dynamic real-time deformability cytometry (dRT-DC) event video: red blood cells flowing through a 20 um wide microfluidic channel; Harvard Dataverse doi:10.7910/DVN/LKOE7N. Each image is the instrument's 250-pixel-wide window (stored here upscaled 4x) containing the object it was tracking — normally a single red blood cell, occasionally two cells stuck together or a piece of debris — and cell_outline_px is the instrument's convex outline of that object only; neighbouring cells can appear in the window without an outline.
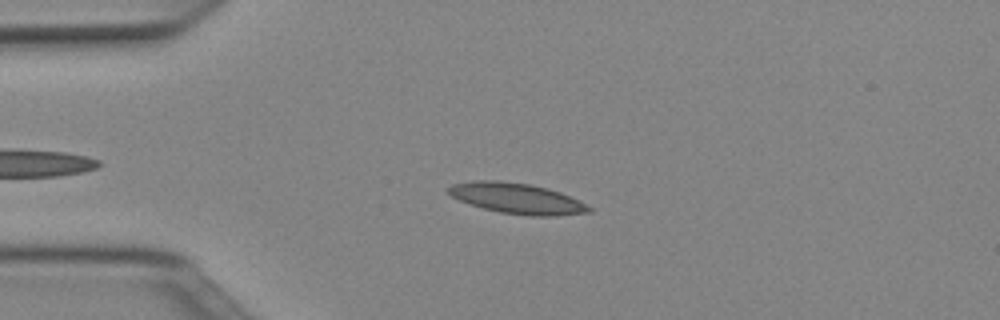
{"species": "Egyptian fruit bat (a non-hibernating species)", "species_latin": "Rousettus aegyptiacus", "temperature_condition": "cold", "stored_images_in_passage": 44, "camera_frame_rate_fps": 3000, "um_per_image_px": 0.085, "animal": {"sex": "female"}, "frame": {"image": 1, "passage_image": 10, "time_ms": 3.0, "image_size_px": [1000, 320], "cell_outline_px": [[592, 212], [556, 216], [532, 216], [500, 212], [484, 208], [460, 200], [452, 196], [448, 192], [448, 188], [452, 184], [472, 180], [500, 180], [532, 184], [548, 188], [560, 192], [592, 208]], "centroid_in_image_um": [43.94, 16.85], "position_along_channel_um": 41.1, "area_um2": 24.91}}
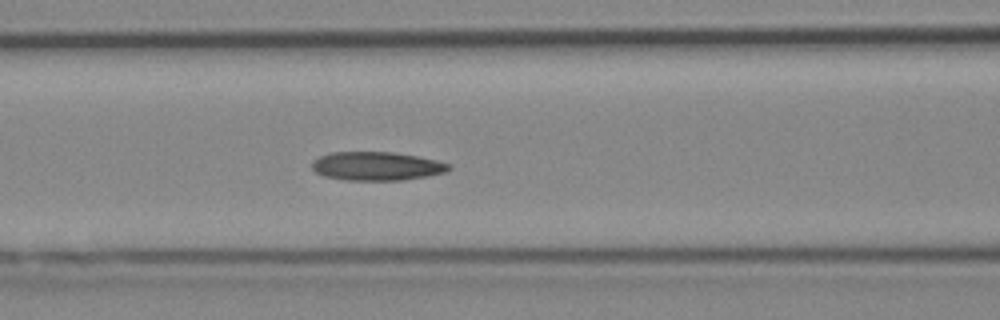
{"frame": {"image": 2, "passage_image": 19, "time_ms": 6.0, "image_size_px": [1000, 320], "cell_outline_px": [[452, 168], [448, 172], [428, 176], [404, 180], [344, 180], [324, 176], [316, 172], [312, 168], [312, 160], [328, 152], [392, 152], [416, 156], [436, 160], [452, 164]], "centroid_in_image_um": [32.04, 14.12], "position_along_channel_um": 134.6, "area_um2": 23.06}}
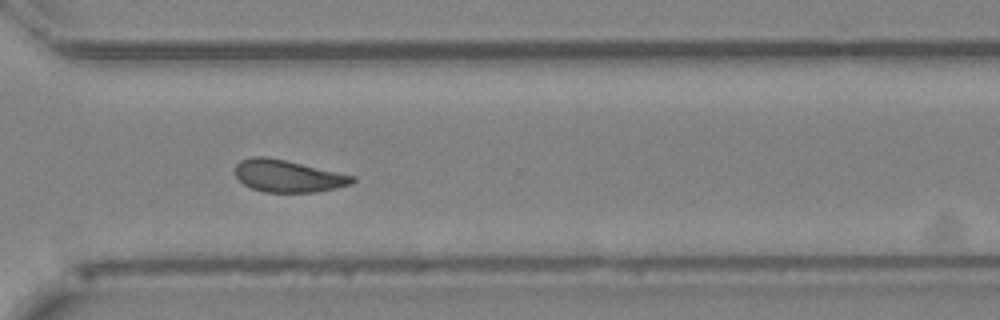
{"frame": {"image": 3, "passage_image": 35, "time_ms": 11.333, "image_size_px": [1000, 320], "cell_outline_px": [[356, 180], [352, 184], [336, 188], [316, 192], [264, 192], [252, 188], [244, 184], [236, 176], [236, 164], [240, 160], [252, 156], [268, 156], [356, 176]], "centroid_in_image_um": [24.49, 14.95], "position_along_channel_um": 346.1, "area_um2": 22.02}, "authors_computed_cell_mechanics": {"area_um2": 22.9755, "velocity_mm_per_s": 3.9756, "shape_relaxation_time_tau1_ms": 9.2448, "shape_relaxation_time_tau2_ms": 3.4307, "deformation_change_tau1": 0.1719, "deformation_change_tau2": 0.0909}}